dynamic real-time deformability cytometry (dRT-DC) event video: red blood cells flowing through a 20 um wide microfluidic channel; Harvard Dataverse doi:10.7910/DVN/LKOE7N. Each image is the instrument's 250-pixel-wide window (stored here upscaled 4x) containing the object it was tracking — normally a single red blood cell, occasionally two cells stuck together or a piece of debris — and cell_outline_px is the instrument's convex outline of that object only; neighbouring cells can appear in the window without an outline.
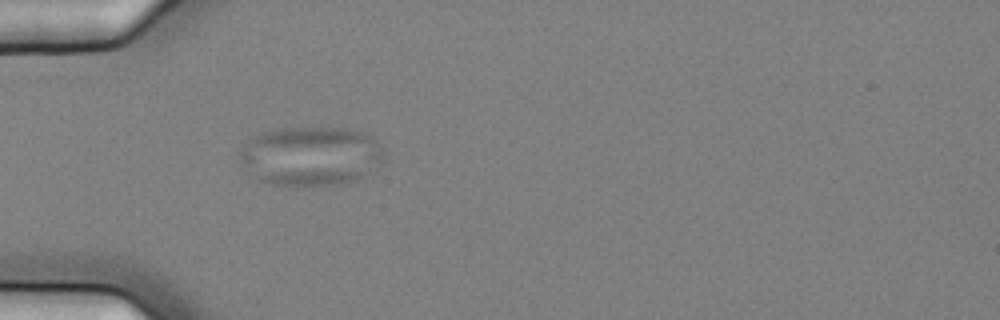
{"species": "common noctule bat (a hibernating species)", "species_latin": "Nyctalus noctula", "temperature_condition": "cold", "stored_images_in_passage": 3, "camera_frame_rate_fps": 3000, "um_per_image_px": 0.085, "animal": {"sex": "female", "body_mass_g": 25.1}, "frame": {"image": 1, "passage_image": 3, "time_ms": 0.667, "image_size_px": [1000, 320], "cell_outline_px": [[384, 156], [364, 176], [356, 180], [340, 184], [272, 184], [260, 180], [240, 160], [240, 152], [244, 144], [256, 136], [264, 132], [276, 128], [344, 128], [360, 132], [372, 136], [380, 144], [384, 152]], "centroid_in_image_um": [26.44, 13.23], "position_along_channel_um": 58.6, "area_um2": 48.73}}